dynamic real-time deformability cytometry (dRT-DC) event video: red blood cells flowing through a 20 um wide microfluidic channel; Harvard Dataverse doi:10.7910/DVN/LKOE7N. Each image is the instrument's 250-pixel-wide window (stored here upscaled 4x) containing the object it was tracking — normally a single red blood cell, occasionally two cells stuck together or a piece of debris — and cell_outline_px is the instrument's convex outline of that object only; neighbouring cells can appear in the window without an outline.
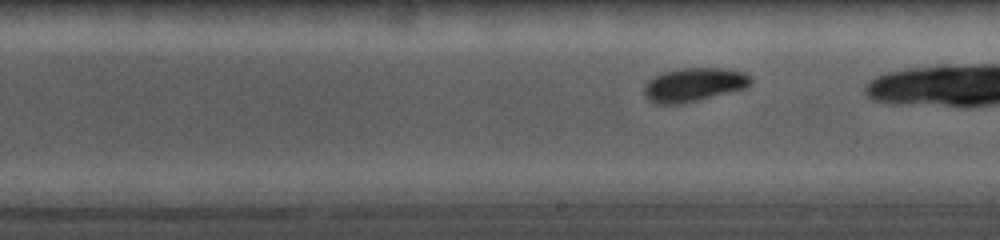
{"species": "common noctule bat (a hibernating species)", "species_latin": "Nyctalus noctula", "temperature_condition": "cold", "stored_images_in_passage": 35, "camera_frame_rate_fps": 5000, "um_per_image_px": 0.085, "animal": {"sex": "female", "body_mass_g": 19.0, "forearm_length_mm": 56.7}, "frame": {"image": 1, "passage_image": 29, "time_ms": 4.2, "image_size_px": [1000, 240], "cell_outline_px": [[752, 84], [744, 88], [684, 104], [660, 104], [644, 96], [644, 88], [648, 80], [664, 72], [684, 68], [728, 68], [744, 72], [752, 76]], "centroid_in_image_um": [59.03, 7.19], "position_along_channel_um": 230.0, "area_um2": 20.87}}